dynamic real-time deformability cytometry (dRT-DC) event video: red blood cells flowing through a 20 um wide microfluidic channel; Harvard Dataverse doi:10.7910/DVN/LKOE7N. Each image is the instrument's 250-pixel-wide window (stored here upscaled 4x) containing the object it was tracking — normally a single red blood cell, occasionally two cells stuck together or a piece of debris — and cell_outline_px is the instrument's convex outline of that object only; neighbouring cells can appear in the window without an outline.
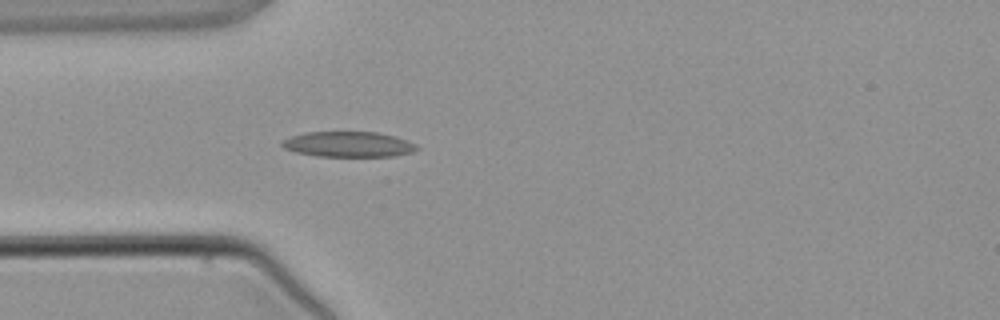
{"species": "common noctule bat (a hibernating species)", "species_latin": "Nyctalus noctula", "temperature_condition": "warm", "stored_images_in_passage": 3, "camera_frame_rate_fps": 3000, "um_per_image_px": 0.085, "animal": {"sex": "male", "body_mass_g": 21.5, "forearm_length_mm": 52.0}, "frame": {"image": 1, "passage_image": 3, "time_ms": 2.667, "image_size_px": [1000, 320], "cell_outline_px": [[420, 148], [412, 152], [396, 156], [316, 156], [296, 152], [284, 148], [280, 144], [280, 140], [304, 132], [376, 132], [396, 136], [416, 144]], "centroid_in_image_um": [29.61, 12.26], "position_along_channel_um": 55.4, "area_um2": 20.06}}